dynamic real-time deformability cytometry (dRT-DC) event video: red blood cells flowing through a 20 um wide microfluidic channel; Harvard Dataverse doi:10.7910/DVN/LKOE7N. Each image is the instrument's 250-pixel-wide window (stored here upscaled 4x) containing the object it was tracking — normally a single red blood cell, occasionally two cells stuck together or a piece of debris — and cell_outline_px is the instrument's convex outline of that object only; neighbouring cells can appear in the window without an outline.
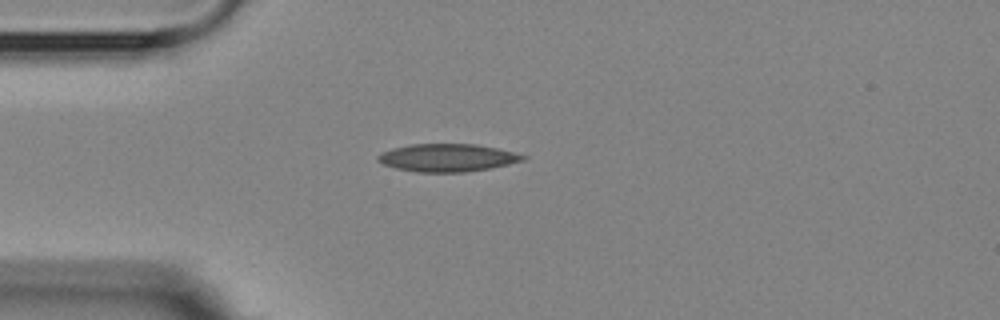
{"species": "Egyptian fruit bat (a non-hibernating species)", "species_latin": "Rousettus aegyptiacus", "temperature_condition": "room temperature", "stored_images_in_passage": 5, "camera_frame_rate_fps": 3000, "um_per_image_px": 0.085, "animal": {"sex": "female"}, "frame": {"image": 1, "passage_image": 5, "time_ms": 4.333, "image_size_px": [1000, 320], "cell_outline_px": [[528, 156], [524, 160], [508, 164], [488, 168], [464, 172], [416, 172], [396, 168], [384, 164], [376, 160], [376, 156], [392, 148], [412, 144], [476, 144], [516, 152]], "centroid_in_image_um": [38.03, 13.4], "position_along_channel_um": 47.0, "area_um2": 23.35}}